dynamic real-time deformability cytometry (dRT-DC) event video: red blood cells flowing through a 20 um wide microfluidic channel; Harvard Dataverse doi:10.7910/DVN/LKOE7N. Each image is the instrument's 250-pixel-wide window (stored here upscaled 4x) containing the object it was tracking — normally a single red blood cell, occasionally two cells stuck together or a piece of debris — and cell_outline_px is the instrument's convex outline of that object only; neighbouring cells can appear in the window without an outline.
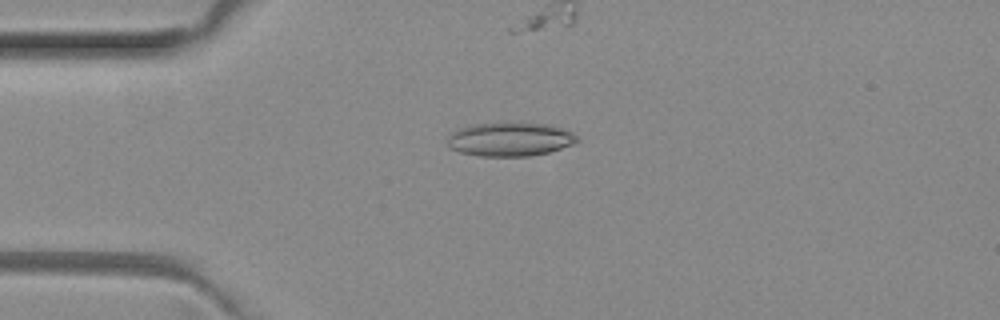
{"species": "common noctule bat (a hibernating species)", "species_latin": "Nyctalus noctula", "temperature_condition": "room temperature", "stored_images_in_passage": 5, "camera_frame_rate_fps": 3000, "um_per_image_px": 0.085, "animal": {"sex": "female", "body_mass_g": 29.2, "forearm_length_mm": 56.3}, "frame": {"image": 1, "passage_image": 4, "time_ms": 1.0, "image_size_px": [1000, 320], "cell_outline_px": [[580, 140], [572, 144], [548, 152], [528, 156], [480, 156], [460, 152], [448, 148], [448, 136], [452, 132], [460, 128], [472, 124], [520, 120], [552, 124], [572, 132]], "centroid_in_image_um": [43.35, 11.79], "position_along_channel_um": 41.6, "area_um2": 26.3}}